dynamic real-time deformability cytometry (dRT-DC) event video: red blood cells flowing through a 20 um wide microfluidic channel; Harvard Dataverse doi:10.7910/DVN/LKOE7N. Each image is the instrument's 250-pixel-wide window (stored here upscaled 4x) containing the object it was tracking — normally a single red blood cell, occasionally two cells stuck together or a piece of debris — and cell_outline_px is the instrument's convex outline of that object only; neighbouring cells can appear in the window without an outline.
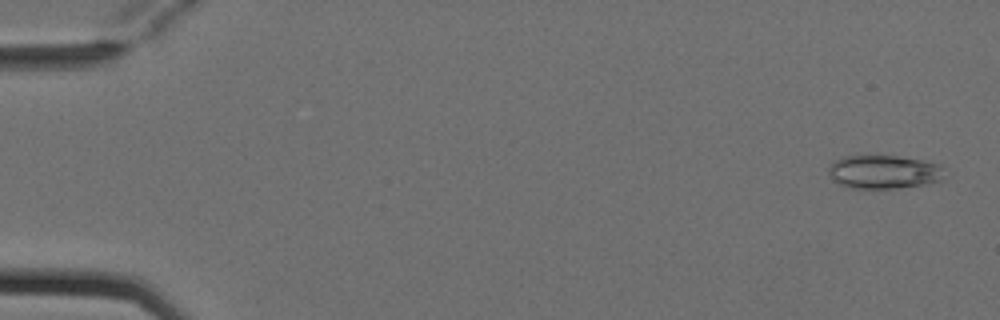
{"species": "Egyptian fruit bat (a non-hibernating species)", "species_latin": "Rousettus aegyptiacus", "temperature_condition": "cold", "stored_images_in_passage": 6, "camera_frame_rate_fps": 3000, "um_per_image_px": 0.085, "animal": {"sex": "female"}, "frame": {"image": 1, "passage_image": 1, "time_ms": 0.0, "image_size_px": [1000, 320], "cell_outline_px": [[940, 180], [924, 184], [896, 188], [852, 188], [840, 184], [832, 180], [828, 172], [828, 168], [840, 156], [872, 152], [920, 160], [940, 164]], "centroid_in_image_um": [75.0, 14.56], "position_along_channel_um": 10.0, "area_um2": 23.0}}
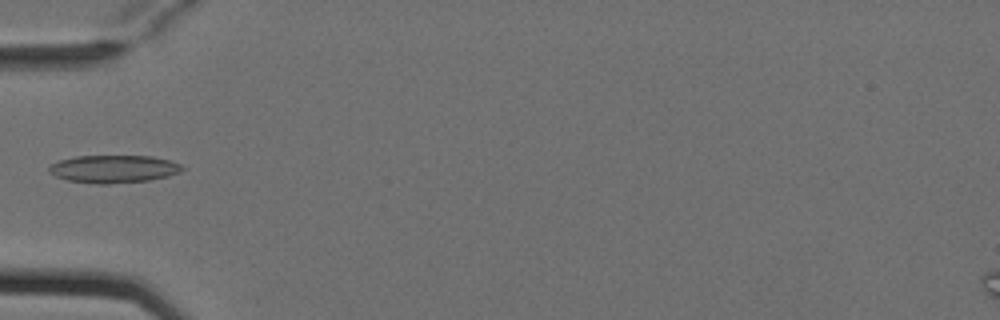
{"frame": {"image": 2, "passage_image": 5, "time_ms": 1.333, "image_size_px": [1000, 320], "cell_outline_px": [[184, 168], [180, 172], [168, 176], [148, 180], [108, 184], [96, 184], [68, 180], [56, 176], [48, 172], [48, 168], [52, 164], [60, 160], [76, 156], [152, 156], [168, 160], [180, 164]], "centroid_in_image_um": [9.65, 14.36], "position_along_channel_um": 75.4, "area_um2": 21.39}}